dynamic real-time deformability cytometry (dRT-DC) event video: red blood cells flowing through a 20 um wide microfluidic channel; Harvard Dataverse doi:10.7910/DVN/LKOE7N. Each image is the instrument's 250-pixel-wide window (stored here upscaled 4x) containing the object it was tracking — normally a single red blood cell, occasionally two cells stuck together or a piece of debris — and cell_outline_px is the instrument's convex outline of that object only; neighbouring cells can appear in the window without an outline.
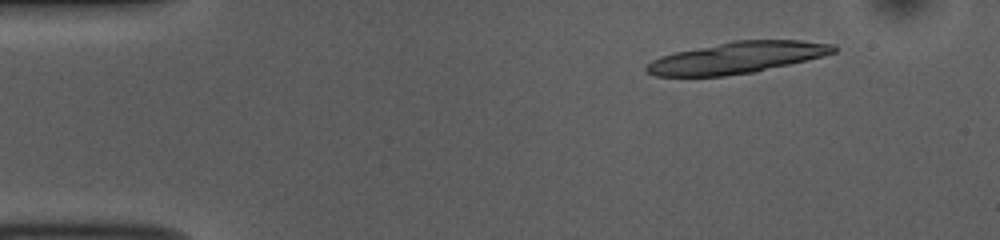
{"species": "common noctule bat (a hibernating species)", "species_latin": "Nyctalus noctula", "temperature_condition": "room temperature", "stored_images_in_passage": 17, "camera_frame_rate_fps": 3000, "um_per_image_px": 0.085, "animal": {"sex": "female", "body_mass_g": 10.0, "forearm_length_mm": 53.1}, "frame": {"image": 1, "passage_image": 6, "time_ms": 1.667, "image_size_px": [1000, 240], "cell_outline_px": [[836, 52], [824, 56], [756, 72], [724, 76], [656, 76], [648, 72], [644, 68], [644, 64], [660, 56], [676, 52], [732, 40], [800, 40], [836, 44]], "centroid_in_image_um": [62.66, 4.9], "position_along_channel_um": 22.3, "area_um2": 34.51}}